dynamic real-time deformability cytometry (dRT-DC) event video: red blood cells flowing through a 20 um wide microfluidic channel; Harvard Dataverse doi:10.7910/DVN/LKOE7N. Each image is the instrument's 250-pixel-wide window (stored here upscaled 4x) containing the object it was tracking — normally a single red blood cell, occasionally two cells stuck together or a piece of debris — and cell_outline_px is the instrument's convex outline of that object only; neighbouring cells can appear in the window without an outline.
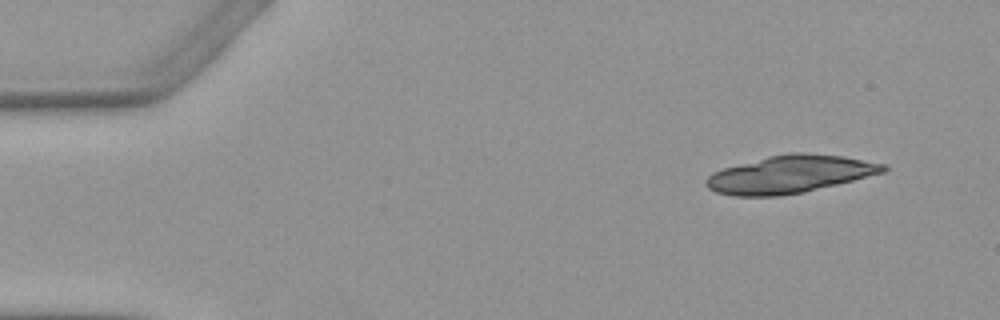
{"species": "Egyptian fruit bat (a non-hibernating species)", "species_latin": "Rousettus aegyptiacus", "temperature_condition": "warm", "stored_images_in_passage": 4, "camera_frame_rate_fps": 3000, "um_per_image_px": 0.085, "animal": {"sex": "female"}, "frame": {"image": 1, "passage_image": 1, "time_ms": 0.0, "image_size_px": [1000, 320], "cell_outline_px": [[888, 168], [884, 172], [804, 192], [780, 196], [732, 196], [716, 192], [708, 188], [704, 184], [704, 180], [712, 172], [724, 168], [768, 156], [788, 152], [804, 152], [844, 156], [884, 164]], "centroid_in_image_um": [67.09, 14.81], "position_along_channel_um": 17.9, "area_um2": 38.73}}